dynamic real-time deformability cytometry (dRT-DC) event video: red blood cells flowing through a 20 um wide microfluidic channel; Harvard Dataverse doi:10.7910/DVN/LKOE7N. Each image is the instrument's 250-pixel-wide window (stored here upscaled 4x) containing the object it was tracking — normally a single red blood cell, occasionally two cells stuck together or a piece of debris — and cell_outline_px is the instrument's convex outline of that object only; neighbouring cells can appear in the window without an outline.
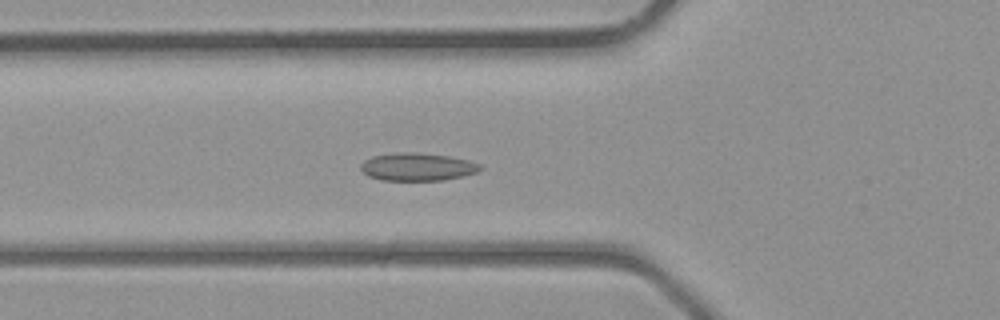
{"species": "common noctule bat (a hibernating species)", "species_latin": "Nyctalus noctula", "temperature_condition": "room temperature", "stored_images_in_passage": 38, "camera_frame_rate_fps": 3000, "um_per_image_px": 0.085, "animal": {"sex": "male", "body_mass_g": 23.1, "forearm_length_mm": 52.7}, "frame": {"image": 1, "passage_image": 12, "time_ms": 3.667, "image_size_px": [1000, 320], "cell_outline_px": [[484, 168], [476, 172], [464, 176], [444, 180], [380, 180], [368, 176], [360, 168], [360, 164], [364, 160], [372, 156], [400, 152], [416, 152], [448, 156], [468, 160], [480, 164]], "centroid_in_image_um": [35.48, 14.18], "position_along_channel_um": 90.3, "area_um2": 19.42}}
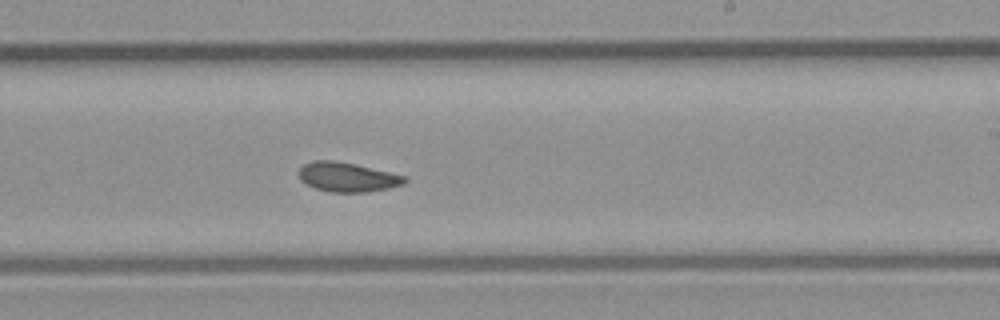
{"frame": {"image": 2, "passage_image": 22, "time_ms": 7.0, "image_size_px": [1000, 320], "cell_outline_px": [[408, 180], [404, 184], [388, 188], [364, 192], [332, 192], [316, 188], [300, 180], [300, 168], [304, 164], [312, 160], [332, 160], [352, 164], [408, 176]], "centroid_in_image_um": [29.55, 15.05], "position_along_channel_um": 259.4, "area_um2": 17.86}}
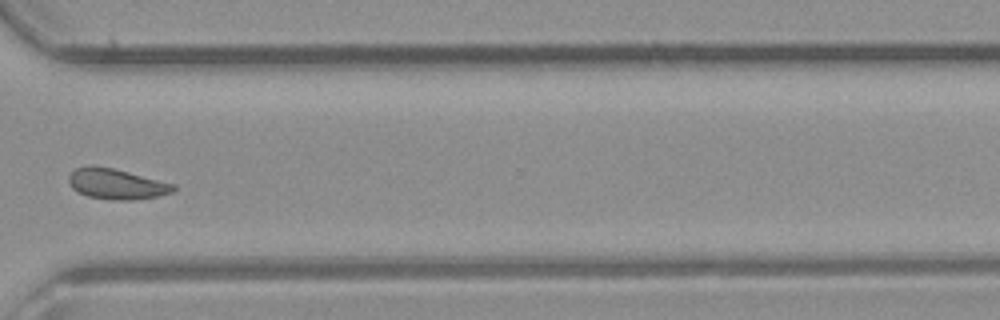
{"frame": {"image": 3, "passage_image": 28, "time_ms": 9.0, "image_size_px": [1000, 320], "cell_outline_px": [[176, 192], [136, 200], [112, 200], [88, 196], [72, 188], [68, 180], [68, 176], [76, 168], [92, 164], [112, 168], [176, 184]], "centroid_in_image_um": [9.93, 15.63], "position_along_channel_um": 360.7, "area_um2": 18.67}}